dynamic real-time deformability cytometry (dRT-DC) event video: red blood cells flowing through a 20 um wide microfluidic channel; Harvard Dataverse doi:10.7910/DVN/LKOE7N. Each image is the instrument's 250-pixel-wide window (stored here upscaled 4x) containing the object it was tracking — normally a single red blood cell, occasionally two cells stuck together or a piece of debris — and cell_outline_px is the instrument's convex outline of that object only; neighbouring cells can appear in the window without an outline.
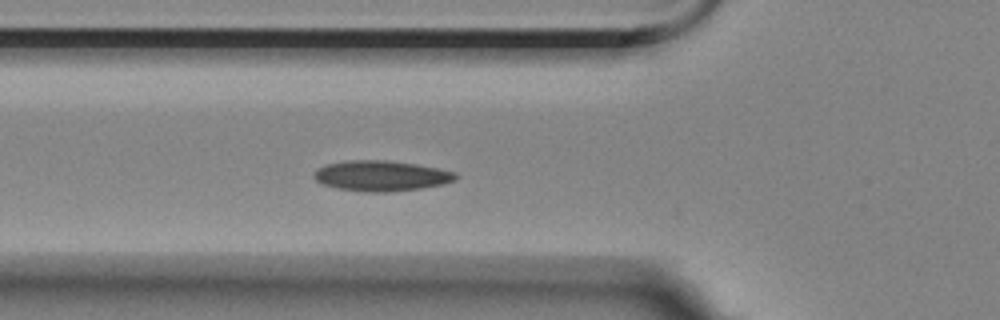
{"species": "Egyptian fruit bat (a non-hibernating species)", "species_latin": "Rousettus aegyptiacus", "temperature_condition": "room temperature", "stored_images_in_passage": 4, "camera_frame_rate_fps": 3000, "um_per_image_px": 0.085, "animal": {"sex": "female"}, "frame": {"image": 1, "passage_image": 4, "time_ms": 3.667, "image_size_px": [1000, 320], "cell_outline_px": [[460, 176], [456, 180], [444, 184], [420, 188], [392, 192], [368, 192], [336, 188], [324, 184], [316, 180], [312, 176], [316, 168], [328, 164], [348, 160], [388, 160], [416, 164], [456, 172]], "centroid_in_image_um": [32.42, 14.94], "position_along_channel_um": 93.4, "area_um2": 25.26}}